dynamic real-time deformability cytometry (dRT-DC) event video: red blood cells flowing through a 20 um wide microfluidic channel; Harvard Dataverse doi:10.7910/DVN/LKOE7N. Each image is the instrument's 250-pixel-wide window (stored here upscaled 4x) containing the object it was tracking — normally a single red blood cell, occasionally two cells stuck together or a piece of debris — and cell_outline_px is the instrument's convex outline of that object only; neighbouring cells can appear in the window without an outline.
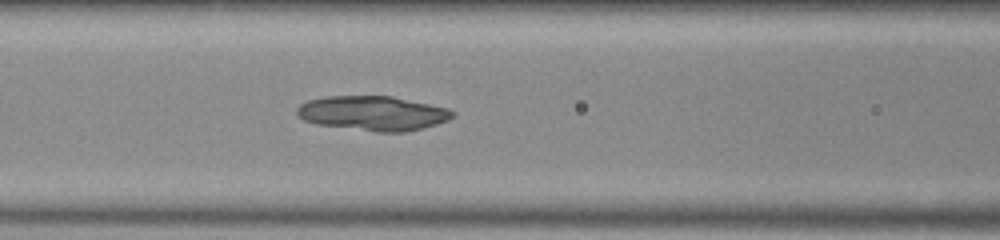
{"species": "common noctule bat (a hibernating species)", "species_latin": "Nyctalus noctula", "temperature_condition": "room temperature", "stored_images_in_passage": 49, "camera_frame_rate_fps": 3000, "um_per_image_px": 0.085, "animal": {"sex": "male", "body_mass_g": 20.0, "forearm_length_mm": 53.3}, "frame": {"image": 1, "passage_image": 22, "time_ms": 7.0, "image_size_px": [1000, 240], "cell_outline_px": [[456, 116], [448, 120], [436, 124], [404, 132], [376, 132], [316, 124], [304, 120], [296, 116], [296, 108], [300, 104], [308, 100], [324, 96], [392, 96], [448, 108], [456, 112]], "centroid_in_image_um": [31.68, 9.62], "position_along_channel_um": 134.9, "area_um2": 31.5}}
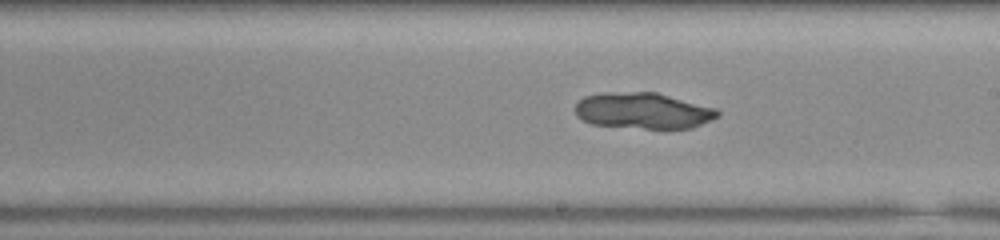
{"frame": {"image": 2, "passage_image": 30, "time_ms": 9.667, "image_size_px": [1000, 240], "cell_outline_px": [[720, 116], [692, 128], [644, 128], [592, 124], [576, 116], [576, 104], [584, 96], [604, 92], [656, 92], [716, 108], [720, 112]], "centroid_in_image_um": [54.68, 9.4], "position_along_channel_um": 234.3, "area_um2": 29.82}}
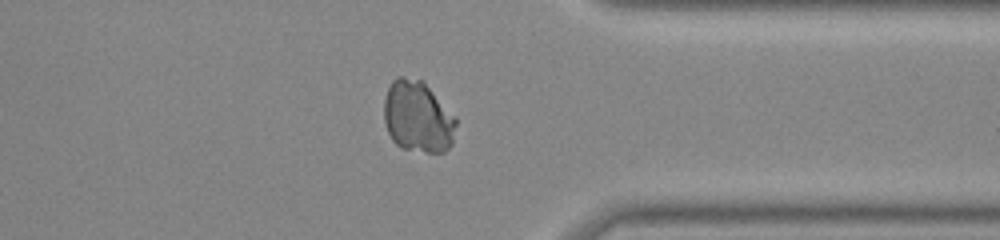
{"frame": {"image": 3, "passage_image": 42, "time_ms": 13.667, "image_size_px": [1000, 240], "cell_outline_px": [[456, 124], [452, 144], [444, 152], [428, 152], [400, 148], [392, 140], [388, 132], [384, 120], [384, 100], [388, 88], [392, 80], [396, 76], [400, 76], [424, 80], [456, 116]], "centroid_in_image_um": [35.52, 9.9], "position_along_channel_um": 375.9, "area_um2": 30.46}}